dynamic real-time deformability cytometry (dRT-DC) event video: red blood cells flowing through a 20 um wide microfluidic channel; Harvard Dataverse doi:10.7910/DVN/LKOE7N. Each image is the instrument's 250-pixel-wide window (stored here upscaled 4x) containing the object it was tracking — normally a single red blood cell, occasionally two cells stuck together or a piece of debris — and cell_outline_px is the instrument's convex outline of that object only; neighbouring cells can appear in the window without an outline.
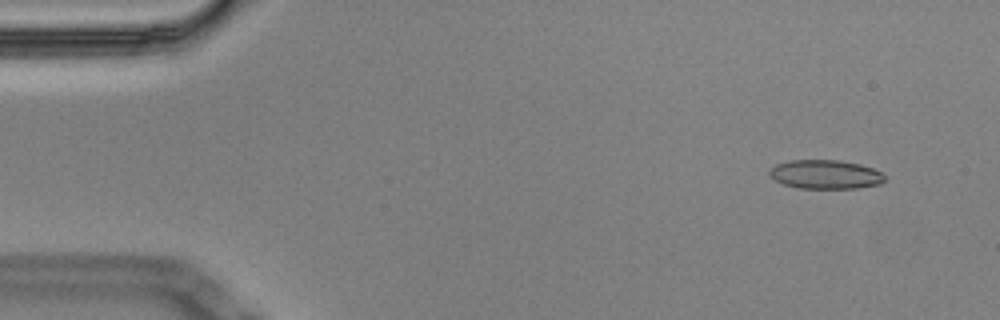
{"species": "Egyptian fruit bat (a non-hibernating species)", "species_latin": "Rousettus aegyptiacus", "temperature_condition": "cold", "stored_images_in_passage": 56, "segment_of_instrument_passage": [1, 2], "camera_frame_rate_fps": 3000, "um_per_image_px": 0.085, "animal": {"sex": "male"}, "frame": {"image": 1, "passage_image": 3, "time_ms": 0.667, "image_size_px": [1000, 320], "cell_outline_px": [[884, 180], [880, 184], [856, 188], [796, 188], [784, 184], [768, 176], [768, 172], [776, 164], [792, 160], [840, 160], [860, 164], [872, 168], [880, 172], [884, 176]], "centroid_in_image_um": [70.14, 14.82], "position_along_channel_um": 14.9, "area_um2": 19.36}}
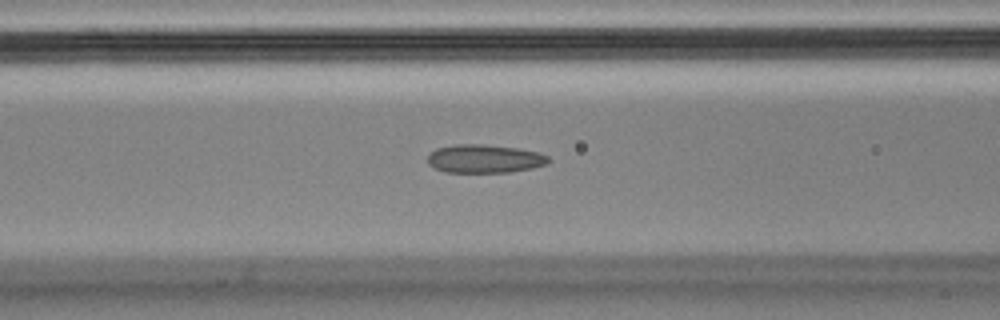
{"frame": {"image": 2, "passage_image": 21, "time_ms": 6.667, "image_size_px": [1000, 320], "cell_outline_px": [[548, 164], [532, 168], [508, 172], [444, 172], [428, 164], [428, 156], [436, 148], [456, 144], [480, 144], [520, 148], [540, 152], [548, 156]], "centroid_in_image_um": [41.2, 13.48], "position_along_channel_um": 125.4, "area_um2": 20.0}}
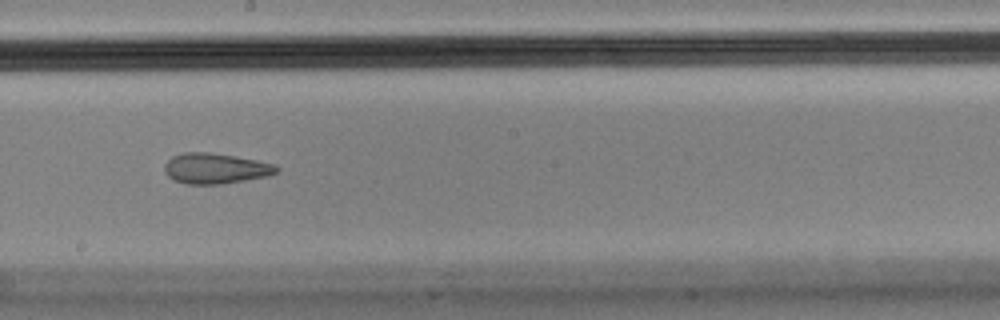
{"frame": {"image": 3, "passage_image": 30, "time_ms": 9.667, "image_size_px": [1000, 320], "cell_outline_px": [[280, 168], [276, 172], [268, 176], [220, 184], [188, 184], [176, 180], [168, 176], [164, 172], [164, 164], [172, 156], [184, 152], [208, 152], [256, 160], [276, 164]], "centroid_in_image_um": [18.31, 14.31], "position_along_channel_um": 229.9, "area_um2": 19.77}}